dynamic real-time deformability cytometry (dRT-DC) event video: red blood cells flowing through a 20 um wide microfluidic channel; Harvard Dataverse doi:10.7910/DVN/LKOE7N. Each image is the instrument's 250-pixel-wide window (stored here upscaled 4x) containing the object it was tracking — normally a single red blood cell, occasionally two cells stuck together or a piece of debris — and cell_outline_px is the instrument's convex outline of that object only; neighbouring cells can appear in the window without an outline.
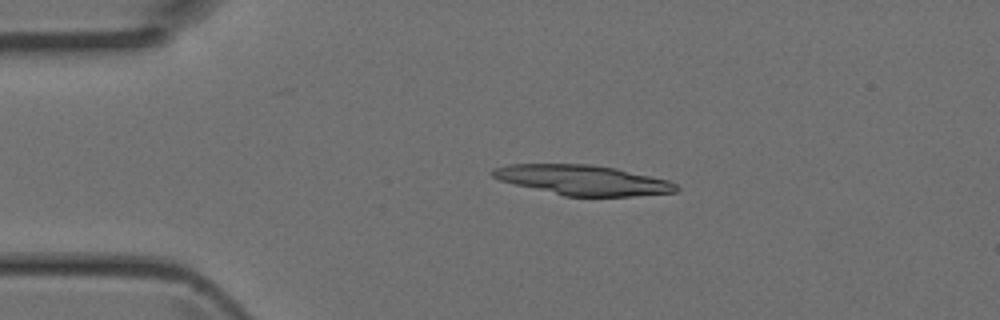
{"species": "Egyptian fruit bat (a non-hibernating species)", "species_latin": "Rousettus aegyptiacus", "temperature_condition": "room temperature", "stored_images_in_passage": 4, "camera_frame_rate_fps": 3000, "um_per_image_px": 0.085, "animal": {"sex": "female"}, "frame": {"image": 1, "passage_image": 3, "time_ms": 0.667, "image_size_px": [1000, 320], "cell_outline_px": [[680, 188], [676, 192], [632, 196], [564, 196], [500, 180], [492, 176], [488, 172], [492, 168], [508, 164], [592, 164], [616, 168], [668, 180], [676, 184]], "centroid_in_image_um": [49.53, 15.3], "position_along_channel_um": 35.5, "area_um2": 32.02}}